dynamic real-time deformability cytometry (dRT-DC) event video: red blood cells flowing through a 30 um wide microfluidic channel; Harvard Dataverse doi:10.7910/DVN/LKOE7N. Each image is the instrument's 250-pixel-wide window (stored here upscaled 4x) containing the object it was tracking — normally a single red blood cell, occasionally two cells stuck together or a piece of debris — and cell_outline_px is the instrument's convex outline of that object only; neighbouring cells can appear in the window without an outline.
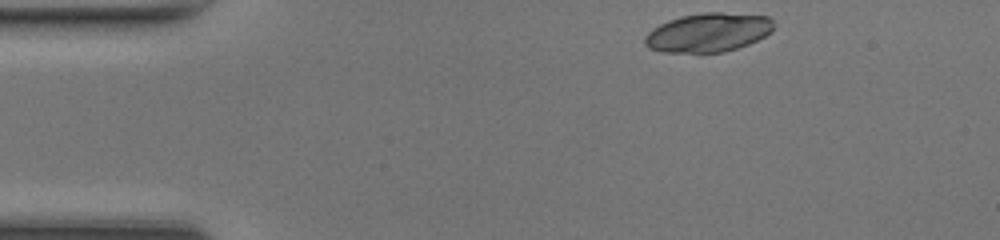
{"species": "common noctule bat (a hibernating species)", "species_latin": "Nyctalus noctula", "temperature_condition": "room temperature", "stored_images_in_passage": 41, "camera_frame_rate_fps": 3000, "um_per_image_px": 0.085, "animal": {"sex": "female", "body_mass_g": 17.0, "forearm_length_mm": 48.0}, "frame": {"image": 1, "passage_image": 1, "time_ms": 0.0, "image_size_px": [1000, 240], "cell_outline_px": [[776, 24], [772, 32], [748, 44], [724, 52], [660, 52], [648, 48], [644, 44], [644, 36], [652, 28], [668, 20], [680, 16], [704, 12], [720, 12], [768, 16]], "centroid_in_image_um": [60.18, 2.75], "position_along_channel_um": 24.8, "area_um2": 29.42}}